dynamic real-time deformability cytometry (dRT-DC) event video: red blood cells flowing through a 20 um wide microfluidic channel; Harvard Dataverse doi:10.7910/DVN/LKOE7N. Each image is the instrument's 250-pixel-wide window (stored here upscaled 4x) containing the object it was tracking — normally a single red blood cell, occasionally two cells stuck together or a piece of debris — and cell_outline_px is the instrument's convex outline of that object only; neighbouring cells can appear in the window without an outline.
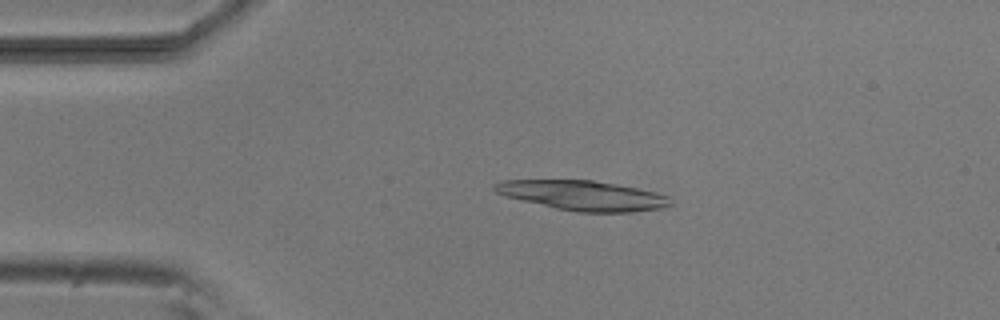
{"species": "common noctule bat (a hibernating species)", "species_latin": "Nyctalus noctula", "temperature_condition": "room temperature", "stored_images_in_passage": 4, "camera_frame_rate_fps": 3000, "um_per_image_px": 0.085, "animal": {"sex": "male", "body_mass_g": 20.5, "forearm_length_mm": 52.5}, "frame": {"image": 1, "passage_image": 3, "time_ms": 2.0, "image_size_px": [1000, 320], "cell_outline_px": [[672, 204], [664, 208], [632, 212], [580, 212], [556, 208], [504, 196], [496, 192], [492, 188], [492, 184], [504, 180], [592, 180], [616, 184], [656, 192], [668, 196]], "centroid_in_image_um": [49.54, 16.61], "position_along_channel_um": 35.5, "area_um2": 30.4}}